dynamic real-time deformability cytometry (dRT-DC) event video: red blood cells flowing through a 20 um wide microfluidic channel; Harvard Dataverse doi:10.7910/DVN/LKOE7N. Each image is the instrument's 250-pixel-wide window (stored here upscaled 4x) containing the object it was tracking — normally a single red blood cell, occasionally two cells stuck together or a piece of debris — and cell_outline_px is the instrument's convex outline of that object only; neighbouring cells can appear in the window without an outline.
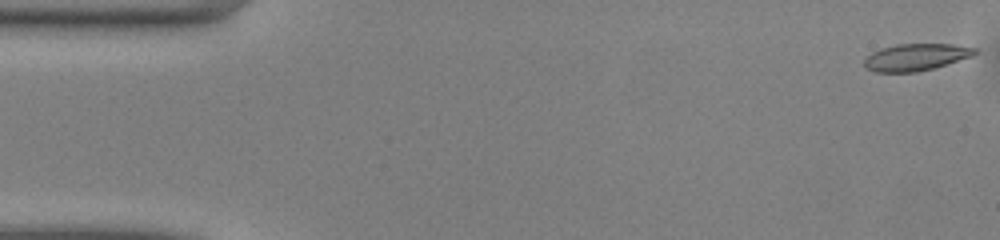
{"species": "common noctule bat (a hibernating species)", "species_latin": "Nyctalus noctula", "temperature_condition": "warm", "stored_images_in_passage": 49, "camera_frame_rate_fps": 3000, "um_per_image_px": 0.085, "animal": {"sex": "male", "body_mass_g": 13.0, "forearm_length_mm": 53.1}, "frame": {"image": 1, "passage_image": 1, "time_ms": 0.0, "image_size_px": [1000, 240], "cell_outline_px": [[976, 52], [972, 56], [932, 68], [916, 72], [876, 72], [868, 68], [864, 64], [864, 60], [872, 52], [896, 44], [952, 44], [976, 48]], "centroid_in_image_um": [77.84, 4.85], "position_along_channel_um": 7.2, "area_um2": 16.99}}
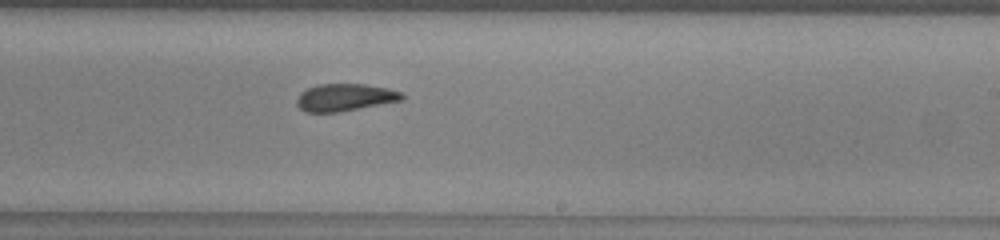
{"frame": {"image": 2, "passage_image": 29, "time_ms": 9.333, "image_size_px": [1000, 240], "cell_outline_px": [[404, 100], [340, 112], [304, 112], [296, 104], [296, 100], [300, 92], [308, 88], [320, 84], [364, 84], [388, 88], [404, 92]], "centroid_in_image_um": [29.34, 8.28], "position_along_channel_um": 259.7, "area_um2": 16.94}}
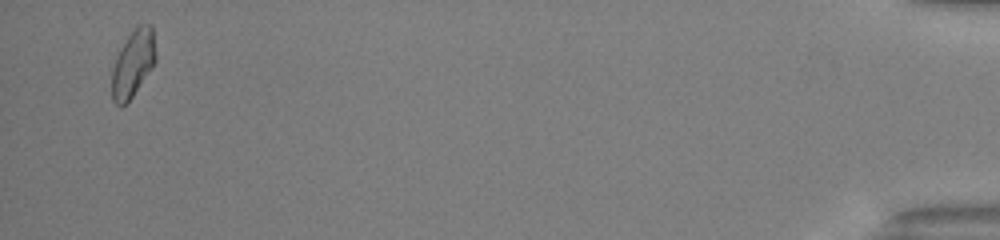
{"frame": {"image": 3, "passage_image": 48, "time_ms": 15.667, "image_size_px": [1000, 240], "cell_outline_px": [[156, 60], [152, 68], [132, 96], [120, 108], [112, 100], [112, 68], [116, 56], [128, 36], [140, 24], [152, 24], [156, 52]], "centroid_in_image_um": [11.31, 5.4], "position_along_channel_um": 423.9, "area_um2": 16.99}, "authors_computed_cell_mechanics": {"area_um2": 17.3978, "velocity_mm_per_s": 4.1015, "shape_relaxation_time_tau1_ms": 5.2309, "shape_relaxation_time_tau2_ms": 2.894, "deformation_change_tau1": 0.1161, "deformation_change_tau2": 0.0705}}